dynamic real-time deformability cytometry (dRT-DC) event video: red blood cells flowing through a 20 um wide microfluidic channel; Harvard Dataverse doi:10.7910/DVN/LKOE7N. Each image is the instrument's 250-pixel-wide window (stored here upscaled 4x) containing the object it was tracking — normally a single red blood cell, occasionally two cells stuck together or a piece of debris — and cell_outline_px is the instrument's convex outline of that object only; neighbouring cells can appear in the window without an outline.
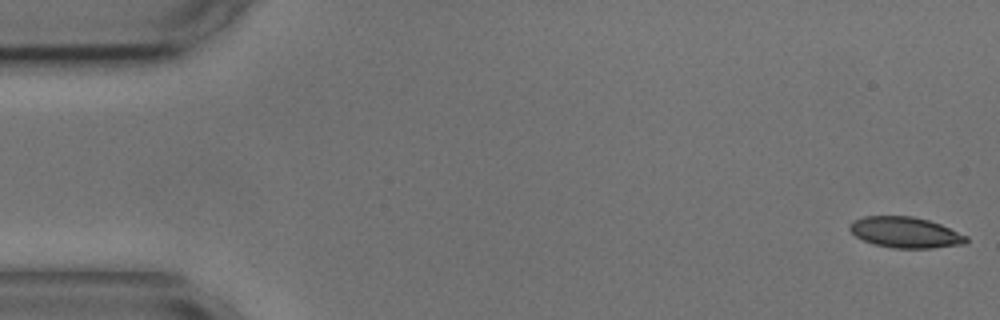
{"species": "common noctule bat (a hibernating species)", "species_latin": "Nyctalus noctula", "temperature_condition": "cold", "stored_images_in_passage": 55, "camera_frame_rate_fps": 3000, "um_per_image_px": 0.085, "animal": {"sex": "male", "body_mass_g": 17.9, "forearm_length_mm": 54.2}, "frame": {"image": 1, "passage_image": 1, "time_ms": 0.0, "image_size_px": [1000, 320], "cell_outline_px": [[968, 244], [932, 248], [892, 248], [876, 244], [864, 240], [856, 236], [848, 228], [848, 224], [852, 220], [864, 216], [912, 216], [928, 220], [940, 224], [968, 236]], "centroid_in_image_um": [76.97, 19.75], "position_along_channel_um": 8.0, "area_um2": 21.04}}
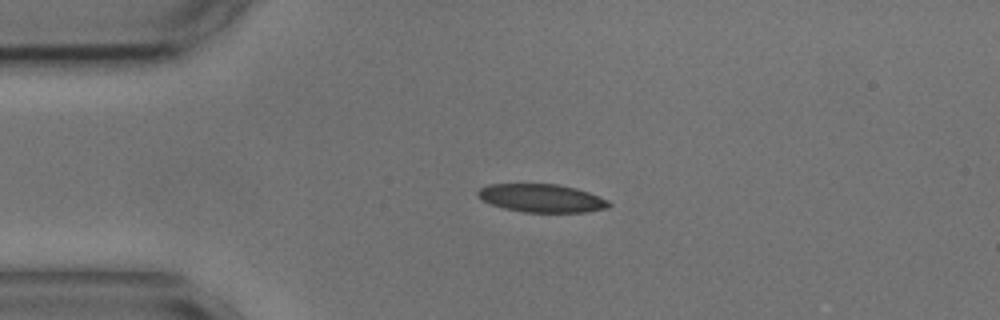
{"frame": {"image": 2, "passage_image": 12, "time_ms": 3.667, "image_size_px": [1000, 320], "cell_outline_px": [[612, 204], [608, 208], [584, 212], [524, 212], [504, 208], [492, 204], [476, 196], [476, 192], [480, 188], [488, 184], [556, 184], [576, 188], [588, 192], [608, 200]], "centroid_in_image_um": [46.04, 16.84], "position_along_channel_um": 39.0, "area_um2": 21.44}}
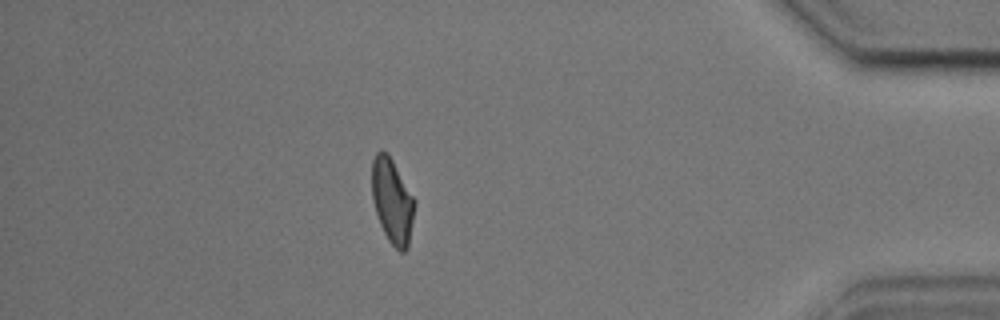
{"frame": {"image": 3, "passage_image": 48, "time_ms": 15.667, "image_size_px": [1000, 320], "cell_outline_px": [[416, 204], [408, 248], [404, 252], [400, 252], [388, 240], [380, 224], [372, 200], [372, 160], [376, 152], [388, 152], [416, 200]], "centroid_in_image_um": [33.36, 17.09], "position_along_channel_um": 401.8, "area_um2": 21.27}, "authors_computed_cell_mechanics": {"area_um2": 21.8484, "velocity_mm_per_s": 3.5903, "shape_relaxation_time_tau1_ms": 4.2034, "shape_relaxation_time_tau2_ms": 2.7631, "deformation_change_tau1": 0.1438, "deformation_change_tau2": 0.0904}}